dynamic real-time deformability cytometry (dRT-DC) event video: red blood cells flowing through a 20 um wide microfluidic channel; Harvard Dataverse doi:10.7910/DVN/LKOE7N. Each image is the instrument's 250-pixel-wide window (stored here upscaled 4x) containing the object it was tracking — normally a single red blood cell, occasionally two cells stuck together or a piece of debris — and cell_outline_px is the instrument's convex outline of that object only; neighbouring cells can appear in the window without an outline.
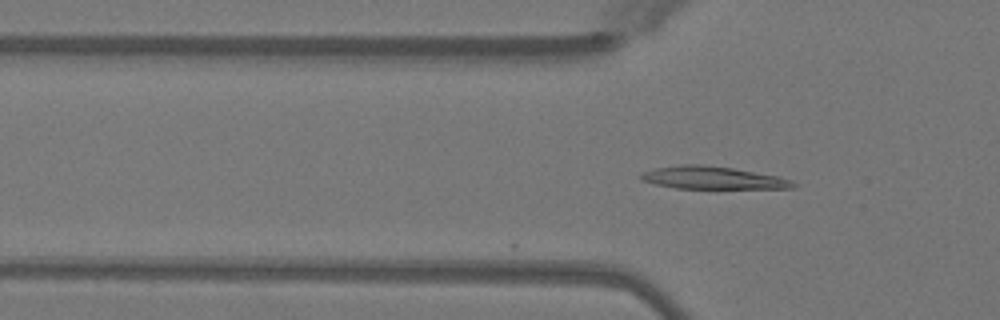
{"species": "Egyptian fruit bat (a non-hibernating species)", "species_latin": "Rousettus aegyptiacus", "temperature_condition": "warm", "stored_images_in_passage": 16, "camera_frame_rate_fps": 3000, "um_per_image_px": 0.085, "animal": {"sex": "female"}, "frame": {"image": 1, "passage_image": 16, "time_ms": 5.0, "image_size_px": [1000, 320], "cell_outline_px": [[796, 188], [676, 188], [656, 184], [640, 180], [640, 176], [644, 172], [656, 168], [684, 164], [700, 164], [732, 168], [776, 176], [792, 180], [796, 184]], "centroid_in_image_um": [60.58, 15.11], "position_along_channel_um": 65.2, "area_um2": 19.71}}